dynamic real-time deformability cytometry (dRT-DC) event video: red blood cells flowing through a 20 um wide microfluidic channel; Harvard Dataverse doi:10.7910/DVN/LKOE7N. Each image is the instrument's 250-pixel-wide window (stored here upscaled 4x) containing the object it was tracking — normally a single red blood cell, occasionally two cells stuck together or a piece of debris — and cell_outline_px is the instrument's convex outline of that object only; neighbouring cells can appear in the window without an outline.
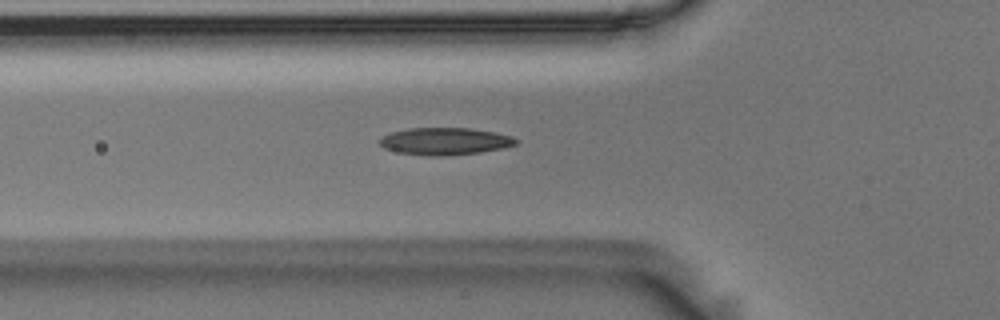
{"species": "Egyptian fruit bat (a non-hibernating species)", "species_latin": "Rousettus aegyptiacus", "temperature_condition": "room temperature", "stored_images_in_passage": 39, "camera_frame_rate_fps": 3000, "um_per_image_px": 0.085, "animal": {"sex": "male"}, "frame": {"image": 1, "passage_image": 2, "time_ms": 0.333, "image_size_px": [1000, 320], "cell_outline_px": [[520, 140], [516, 144], [500, 148], [480, 152], [440, 156], [428, 156], [400, 152], [384, 148], [380, 144], [380, 140], [384, 136], [392, 132], [408, 128], [472, 128], [512, 136]], "centroid_in_image_um": [37.83, 12.0], "position_along_channel_um": 88.0, "area_um2": 21.33}}
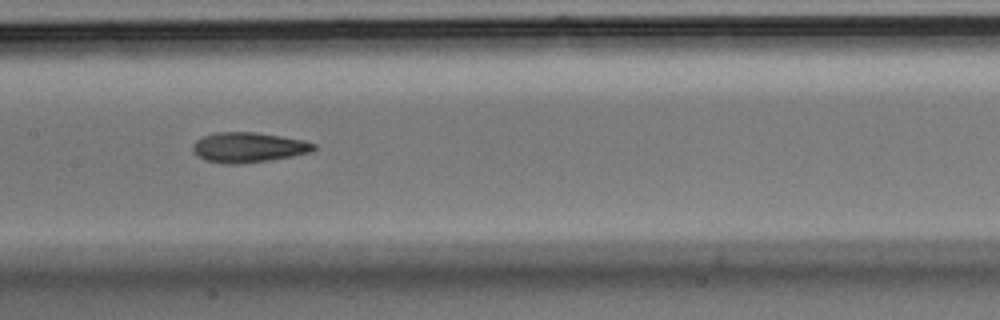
{"frame": {"image": 2, "passage_image": 10, "time_ms": 3.0, "image_size_px": [1000, 320], "cell_outline_px": [[316, 148], [312, 152], [292, 156], [268, 160], [236, 164], [224, 164], [204, 160], [196, 156], [192, 152], [192, 144], [196, 140], [204, 136], [216, 132], [256, 132], [304, 140], [316, 144]], "centroid_in_image_um": [21.08, 12.53], "position_along_channel_um": 186.3, "area_um2": 21.33}}
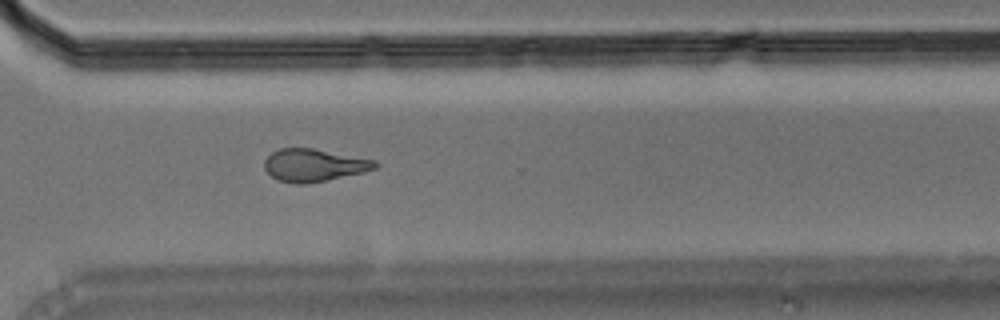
{"frame": {"image": 3, "passage_image": 23, "time_ms": 7.333, "image_size_px": [1000, 320], "cell_outline_px": [[380, 164], [376, 168], [364, 172], [304, 184], [296, 184], [276, 180], [264, 168], [264, 160], [272, 152], [280, 148], [312, 148], [376, 160]], "centroid_in_image_um": [26.68, 14.04], "position_along_channel_um": 343.9, "area_um2": 20.92}}